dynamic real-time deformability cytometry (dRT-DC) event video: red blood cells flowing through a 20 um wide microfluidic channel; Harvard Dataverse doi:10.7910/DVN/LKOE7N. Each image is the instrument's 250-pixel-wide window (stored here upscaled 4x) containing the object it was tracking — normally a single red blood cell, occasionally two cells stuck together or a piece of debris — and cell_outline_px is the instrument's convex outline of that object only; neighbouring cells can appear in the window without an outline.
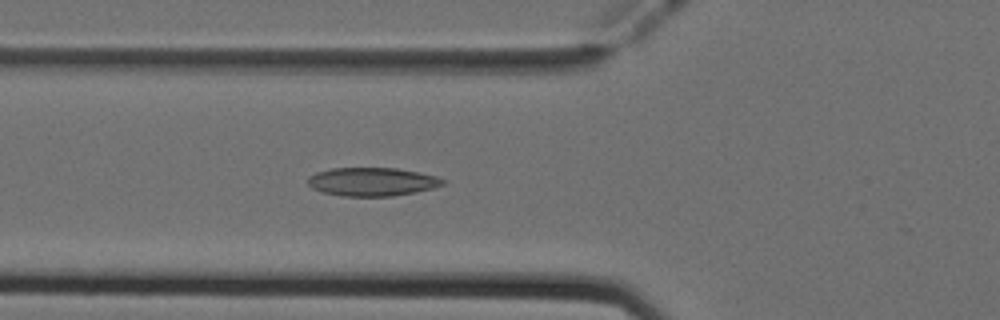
{"species": "Egyptian fruit bat (a non-hibernating species)", "species_latin": "Rousettus aegyptiacus", "temperature_condition": "cold", "stored_images_in_passage": 33, "camera_frame_rate_fps": 3000, "um_per_image_px": 0.085, "animal": {"sex": "female"}, "frame": {"image": 1, "passage_image": 15, "time_ms": 4.667, "image_size_px": [1000, 320], "cell_outline_px": [[444, 184], [432, 188], [416, 192], [392, 196], [344, 196], [320, 192], [312, 188], [308, 184], [308, 176], [316, 172], [332, 168], [396, 168], [436, 176], [444, 180]], "centroid_in_image_um": [31.58, 15.45], "position_along_channel_um": 94.2, "area_um2": 22.31}}
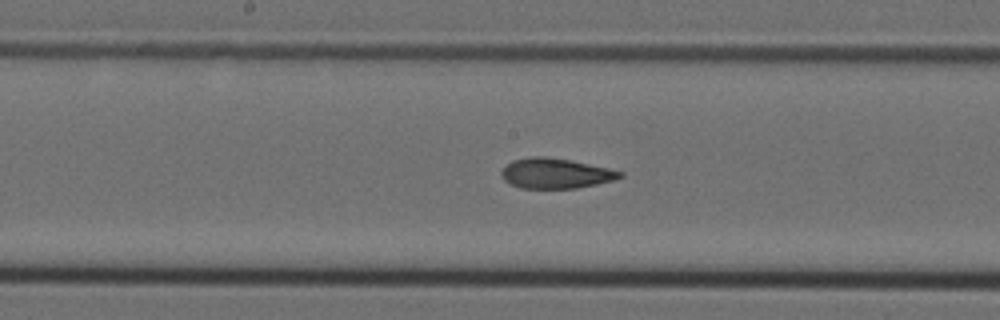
{"frame": {"image": 2, "passage_image": 23, "time_ms": 7.333, "image_size_px": [1000, 320], "cell_outline_px": [[624, 176], [612, 180], [596, 184], [576, 188], [520, 188], [504, 180], [500, 176], [500, 172], [512, 160], [532, 156], [548, 156], [572, 160], [608, 168], [624, 172]], "centroid_in_image_um": [47.22, 14.72], "position_along_channel_um": 201.0, "area_um2": 20.87}}
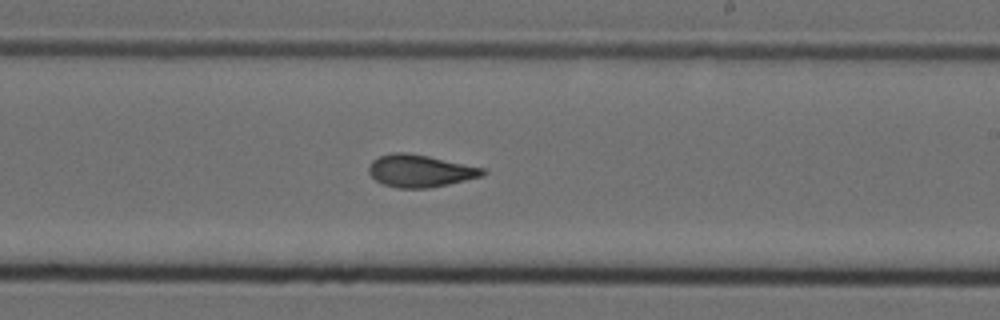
{"frame": {"image": 3, "passage_image": 27, "time_ms": 8.667, "image_size_px": [1000, 320], "cell_outline_px": [[488, 172], [484, 176], [448, 184], [428, 188], [396, 188], [384, 184], [376, 180], [368, 172], [368, 164], [372, 160], [380, 156], [392, 152], [408, 152], [428, 156], [484, 168]], "centroid_in_image_um": [35.7, 14.52], "position_along_channel_um": 253.3, "area_um2": 21.56}}